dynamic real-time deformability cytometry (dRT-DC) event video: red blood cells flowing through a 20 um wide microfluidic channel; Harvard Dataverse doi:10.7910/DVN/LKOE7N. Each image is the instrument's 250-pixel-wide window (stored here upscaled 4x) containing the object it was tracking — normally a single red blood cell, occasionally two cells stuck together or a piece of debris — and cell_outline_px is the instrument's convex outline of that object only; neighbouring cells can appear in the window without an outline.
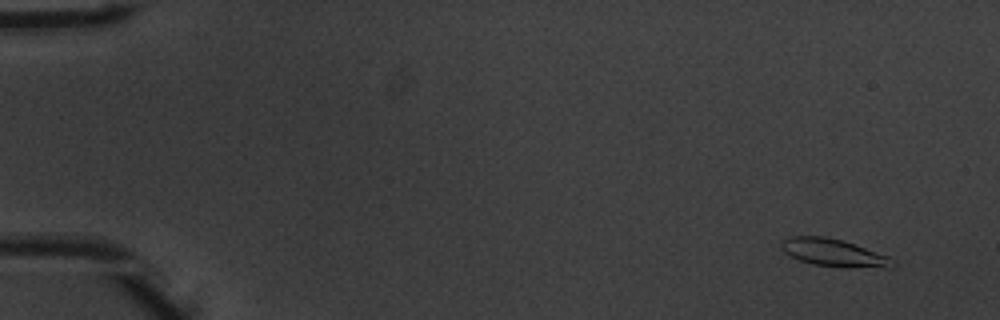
{"species": "common noctule bat (a hibernating species)", "species_latin": "Nyctalus noctula", "temperature_condition": "warm", "stored_images_in_passage": 51, "camera_frame_rate_fps": 3000, "um_per_image_px": 0.085, "animal": {"sex": "male", "body_mass_g": 20.1, "forearm_length_mm": 53.5}, "frame": {"image": 1, "passage_image": 2, "time_ms": 0.333, "image_size_px": [1000, 320], "cell_outline_px": [[896, 264], [892, 268], [848, 268], [812, 264], [800, 260], [784, 252], [780, 248], [780, 240], [792, 236], [824, 236], [840, 240], [888, 256], [896, 260]], "centroid_in_image_um": [70.88, 21.5], "position_along_channel_um": 14.1, "area_um2": 17.98}}
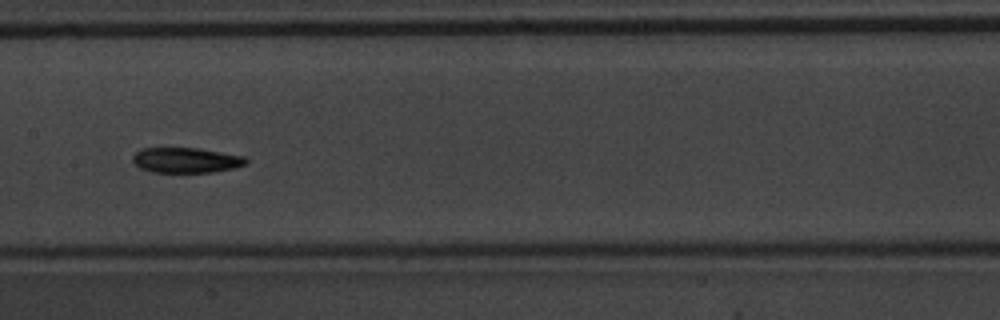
{"frame": {"image": 2, "passage_image": 26, "time_ms": 8.333, "image_size_px": [1000, 320], "cell_outline_px": [[248, 160], [244, 164], [236, 168], [212, 172], [152, 172], [140, 168], [132, 160], [132, 156], [140, 148], [200, 148], [244, 156]], "centroid_in_image_um": [15.81, 13.61], "position_along_channel_um": 191.6, "area_um2": 16.7}}
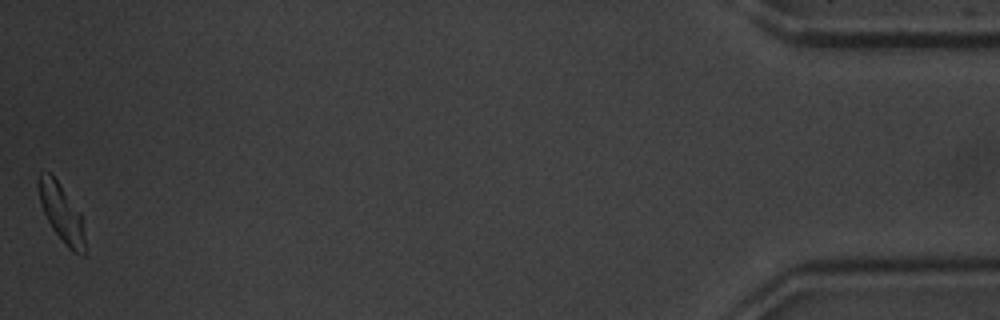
{"frame": {"image": 3, "passage_image": 51, "time_ms": 16.667, "image_size_px": [1000, 320], "cell_outline_px": [[88, 252], [84, 256], [72, 252], [64, 244], [52, 228], [40, 204], [36, 184], [36, 180], [40, 172], [48, 172], [60, 184], [80, 212]], "centroid_in_image_um": [5.24, 18.14], "position_along_channel_um": 430.0, "area_um2": 16.01}, "authors_computed_cell_mechanics": {"area_um2": 16.8776, "velocity_mm_per_s": 3.9022, "shape_relaxation_time_tau1_ms": 2.0756, "shape_relaxation_time_tau2_ms": 3.7511, "deformation_change_tau1": 0.1356, "deformation_change_tau2": 0.0915}}